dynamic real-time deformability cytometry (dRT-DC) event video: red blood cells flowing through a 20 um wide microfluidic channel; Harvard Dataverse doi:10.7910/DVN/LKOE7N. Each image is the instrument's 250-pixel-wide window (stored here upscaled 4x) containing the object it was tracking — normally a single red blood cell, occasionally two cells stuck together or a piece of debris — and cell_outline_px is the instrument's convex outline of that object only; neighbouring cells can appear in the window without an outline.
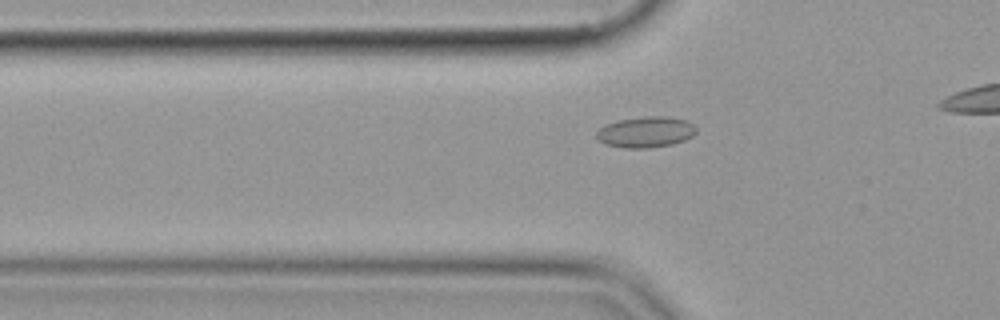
{"species": "common noctule bat (a hibernating species)", "species_latin": "Nyctalus noctula", "temperature_condition": "cold", "stored_images_in_passage": 19, "camera_frame_rate_fps": 3000, "um_per_image_px": 0.085, "animal": {"sex": "female", "body_mass_g": 19.9}, "frame": {"image": 1, "passage_image": 9, "time_ms": 2.667, "image_size_px": [1000, 320], "cell_outline_px": [[696, 132], [692, 136], [684, 140], [672, 144], [648, 148], [624, 148], [604, 144], [596, 136], [596, 132], [604, 124], [616, 120], [644, 116], [668, 116], [688, 120], [696, 128]], "centroid_in_image_um": [54.87, 11.21], "position_along_channel_um": 70.9, "area_um2": 18.15}}
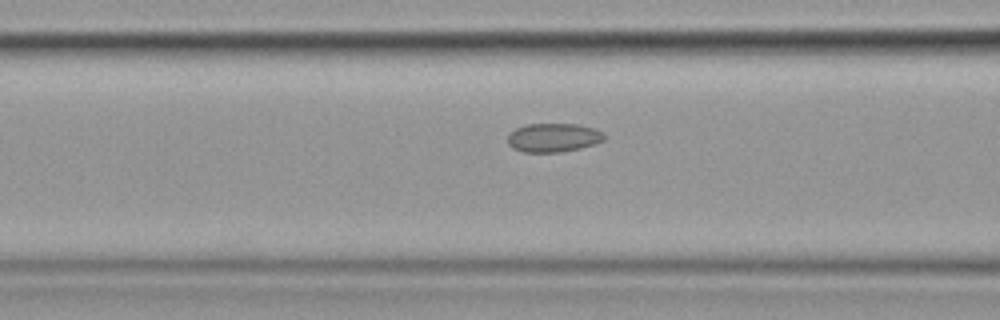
{"frame": {"image": 2, "passage_image": 13, "time_ms": 4.0, "image_size_px": [1000, 320], "cell_outline_px": [[604, 140], [596, 144], [580, 148], [560, 152], [524, 152], [512, 148], [508, 144], [508, 132], [524, 124], [576, 124], [596, 128], [604, 132]], "centroid_in_image_um": [47.03, 11.69], "position_along_channel_um": 119.6, "area_um2": 16.42}}
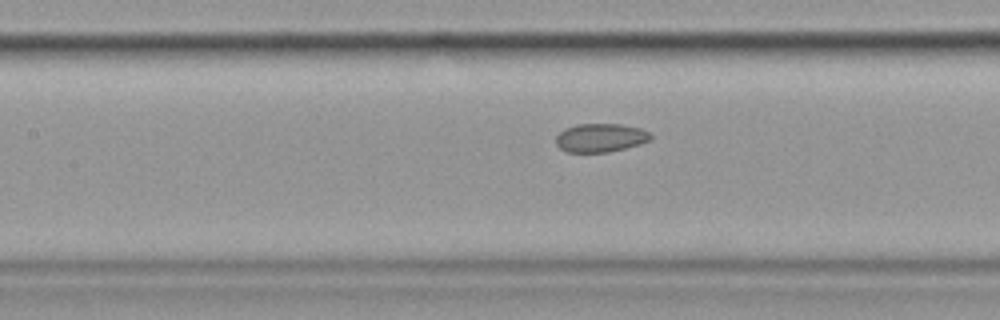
{"frame": {"image": 3, "passage_image": 16, "time_ms": 5.0, "image_size_px": [1000, 320], "cell_outline_px": [[652, 140], [640, 144], [608, 152], [568, 152], [560, 148], [556, 144], [556, 136], [564, 128], [576, 124], [620, 124], [640, 128], [648, 132], [652, 136]], "centroid_in_image_um": [51.04, 11.7], "position_along_channel_um": 156.4, "area_um2": 15.78}}